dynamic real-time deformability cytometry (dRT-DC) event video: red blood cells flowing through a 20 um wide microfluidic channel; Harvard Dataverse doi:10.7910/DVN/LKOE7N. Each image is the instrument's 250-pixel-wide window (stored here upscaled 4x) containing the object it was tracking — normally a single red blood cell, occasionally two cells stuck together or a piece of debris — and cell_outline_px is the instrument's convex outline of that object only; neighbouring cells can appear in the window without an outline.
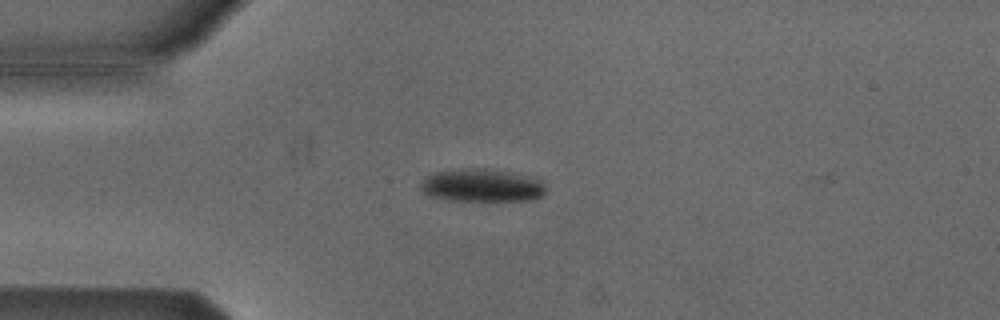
{"species": "Egyptian fruit bat (a non-hibernating species)", "species_latin": "Rousettus aegyptiacus", "temperature_condition": "cold", "stored_images_in_passage": 2, "camera_frame_rate_fps": 3000, "um_per_image_px": 0.085, "animal": {"sex": "male"}, "frame": {"image": 1, "passage_image": 1, "time_ms": 0.0, "image_size_px": [1000, 320], "cell_outline_px": [[544, 192], [540, 196], [532, 200], [448, 200], [432, 196], [424, 192], [420, 188], [420, 184], [428, 176], [436, 172], [456, 168], [492, 168], [544, 180]], "centroid_in_image_um": [40.96, 15.74], "position_along_channel_um": 44.0, "area_um2": 23.93}}